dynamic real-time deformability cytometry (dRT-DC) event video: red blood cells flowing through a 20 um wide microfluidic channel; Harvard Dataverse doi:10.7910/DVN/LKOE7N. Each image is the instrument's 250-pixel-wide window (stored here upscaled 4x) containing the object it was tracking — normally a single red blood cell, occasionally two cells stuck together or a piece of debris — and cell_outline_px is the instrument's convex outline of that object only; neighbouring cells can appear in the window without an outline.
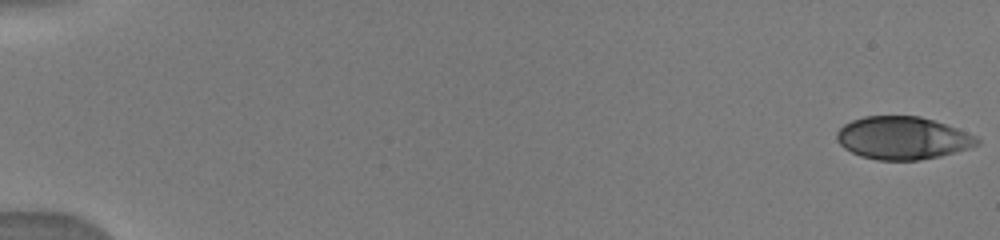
{"species": "human", "species_latin": "Homo sapiens", "temperature_condition": "warm", "stored_images_in_passage": 46, "camera_frame_rate_fps": 3000, "um_per_image_px": 0.085, "donor": {"sex": "male"}, "frame": {"image": 1, "passage_image": 1, "time_ms": 0.0, "image_size_px": [1000, 240], "cell_outline_px": [[980, 144], [968, 148], [940, 156], [920, 160], [876, 160], [860, 156], [844, 148], [836, 140], [836, 132], [844, 124], [852, 120], [864, 116], [920, 116], [956, 128], [976, 136], [980, 140]], "centroid_in_image_um": [76.69, 11.73], "position_along_channel_um": 8.3, "area_um2": 34.85}}
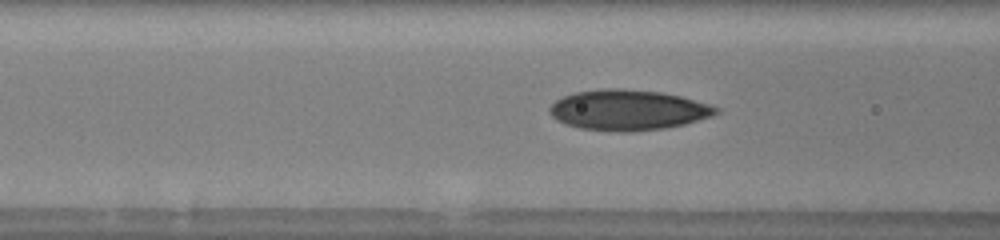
{"frame": {"image": 2, "passage_image": 21, "time_ms": 7.0, "image_size_px": [1000, 240], "cell_outline_px": [[720, 112], [712, 116], [684, 124], [668, 128], [632, 132], [620, 132], [580, 128], [564, 124], [556, 120], [548, 112], [548, 108], [556, 100], [564, 96], [576, 92], [600, 88], [624, 88], [660, 92], [680, 96], [708, 104], [720, 108]], "centroid_in_image_um": [53.37, 9.35], "position_along_channel_um": 113.2, "area_um2": 39.48}}
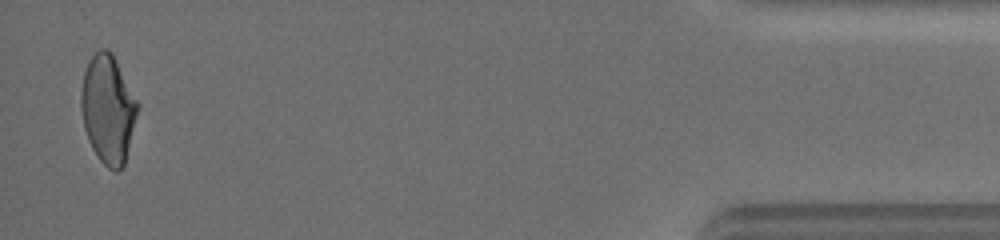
{"frame": {"image": 3, "passage_image": 46, "time_ms": 16.333, "image_size_px": [1000, 240], "cell_outline_px": [[140, 104], [124, 164], [116, 172], [108, 168], [100, 160], [92, 148], [88, 140], [84, 128], [80, 108], [80, 92], [84, 72], [88, 60], [100, 48], [104, 48], [112, 52]], "centroid_in_image_um": [9.17, 9.25], "position_along_channel_um": 426.0, "area_um2": 35.84}}